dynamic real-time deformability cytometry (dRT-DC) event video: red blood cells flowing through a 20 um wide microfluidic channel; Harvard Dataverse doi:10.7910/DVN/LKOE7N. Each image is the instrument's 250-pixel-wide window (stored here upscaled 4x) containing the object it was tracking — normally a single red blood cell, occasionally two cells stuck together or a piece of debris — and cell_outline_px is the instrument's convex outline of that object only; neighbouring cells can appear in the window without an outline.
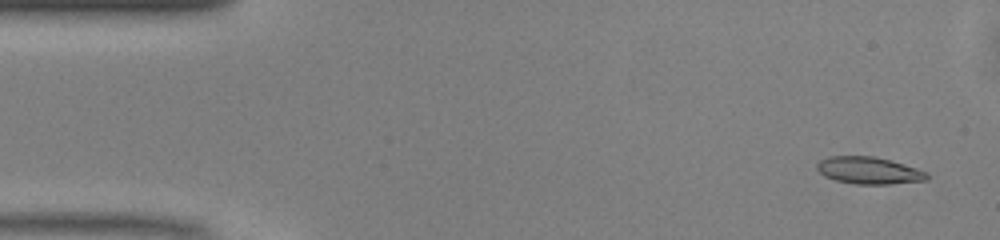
{"species": "common noctule bat (a hibernating species)", "species_latin": "Nyctalus noctula", "temperature_condition": "warm", "stored_images_in_passage": 49, "camera_frame_rate_fps": 3000, "um_per_image_px": 0.085, "animal": {"sex": "male", "body_mass_g": 13.0, "forearm_length_mm": 53.1}, "frame": {"image": 1, "passage_image": 3, "time_ms": 0.667, "image_size_px": [1000, 240], "cell_outline_px": [[928, 176], [924, 180], [888, 184], [856, 184], [836, 180], [824, 176], [816, 168], [816, 164], [820, 160], [828, 156], [872, 156], [904, 164], [916, 168], [924, 172]], "centroid_in_image_um": [73.78, 14.48], "position_along_channel_um": 11.2, "area_um2": 17.05}}
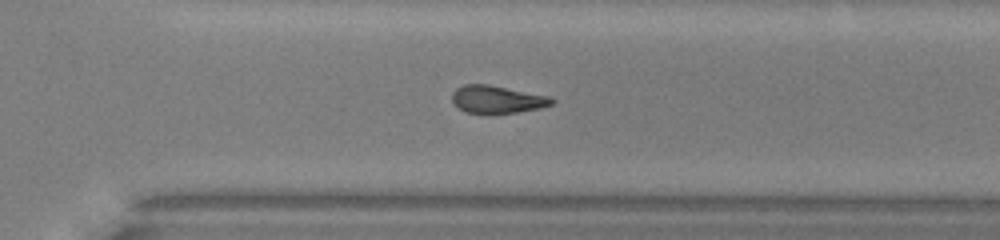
{"frame": {"image": 2, "passage_image": 34, "time_ms": 11.0, "image_size_px": [1000, 240], "cell_outline_px": [[556, 100], [552, 104], [540, 108], [516, 112], [464, 112], [456, 108], [452, 100], [452, 92], [456, 88], [464, 84], [488, 84], [548, 96]], "centroid_in_image_um": [42.21, 8.43], "position_along_channel_um": 328.4, "area_um2": 15.84}}
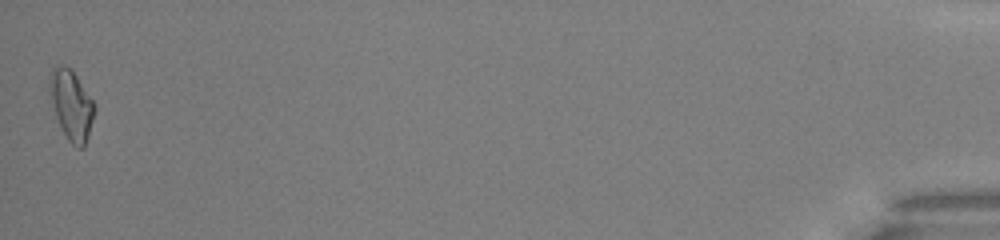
{"frame": {"image": 3, "passage_image": 49, "time_ms": 16.0, "image_size_px": [1000, 240], "cell_outline_px": [[96, 108], [88, 136], [84, 148], [76, 148], [68, 140], [60, 128], [56, 116], [52, 100], [52, 68], [60, 64], [72, 68], [96, 104]], "centroid_in_image_um": [6.13, 8.96], "position_along_channel_um": 429.1, "area_um2": 17.98}, "authors_computed_cell_mechanics": {"area_um2": 16.8198, "velocity_mm_per_s": 4.1432, "shape_relaxation_time_tau1_ms": 9.1243, "shape_relaxation_time_tau2_ms": null, "deformation_change_tau1": 0.204, "deformation_change_tau2": null}}